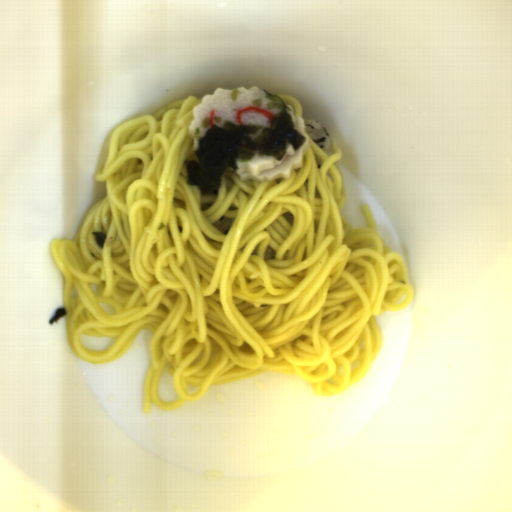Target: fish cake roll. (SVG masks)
Returning a JSON list of instances; mask_svg holds the SVG:
<instances>
[{
  "label": "fish cake roll",
  "instance_id": "1",
  "mask_svg": "<svg viewBox=\"0 0 512 512\" xmlns=\"http://www.w3.org/2000/svg\"><path fill=\"white\" fill-rule=\"evenodd\" d=\"M261 88L252 86H239L235 90L215 88L213 94L203 95L200 105H196L191 112L188 127L189 137L193 139V150L199 147V138L203 137L207 128L203 126V120L207 117H217L221 121L217 127H223L226 120L234 124H260L269 127L277 117L280 109H268L267 104L272 100L266 98Z\"/></svg>",
  "mask_w": 512,
  "mask_h": 512
},
{
  "label": "fish cake roll",
  "instance_id": "2",
  "mask_svg": "<svg viewBox=\"0 0 512 512\" xmlns=\"http://www.w3.org/2000/svg\"><path fill=\"white\" fill-rule=\"evenodd\" d=\"M291 111L293 127L296 131L306 137L305 144L295 150L291 145L287 146V152L281 161H276L272 156H260L252 160L237 164L238 179L241 181H271L277 179H289L293 169L301 167L303 156L310 146V137L306 135V123L304 118L297 117L292 104L287 105Z\"/></svg>",
  "mask_w": 512,
  "mask_h": 512
}]
</instances>
